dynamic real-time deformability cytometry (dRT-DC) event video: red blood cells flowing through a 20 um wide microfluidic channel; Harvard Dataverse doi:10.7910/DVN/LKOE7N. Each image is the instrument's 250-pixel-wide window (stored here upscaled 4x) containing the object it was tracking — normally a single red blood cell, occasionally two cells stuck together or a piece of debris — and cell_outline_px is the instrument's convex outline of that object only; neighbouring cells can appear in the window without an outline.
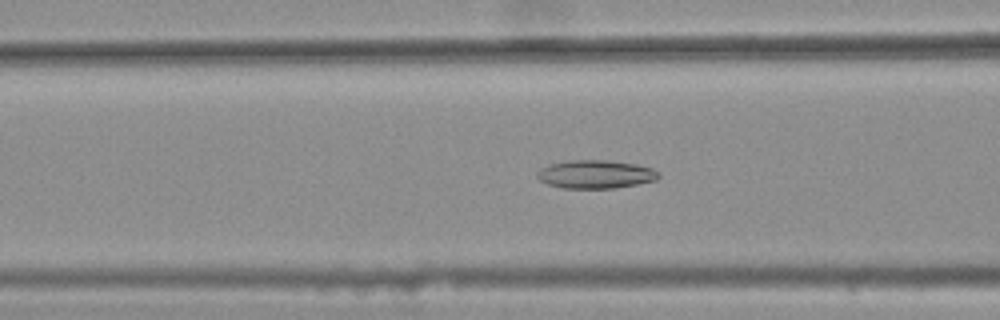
{"species": "common noctule bat (a hibernating species)", "species_latin": "Nyctalus noctula", "temperature_condition": "warm", "stored_images_in_passage": 42, "camera_frame_rate_fps": 3000, "um_per_image_px": 0.085, "animal": {"sex": "female", "body_mass_g": 25.1}, "frame": {"image": 1, "passage_image": 21, "time_ms": 6.667, "image_size_px": [1000, 320], "cell_outline_px": [[660, 176], [656, 180], [616, 188], [560, 188], [548, 184], [540, 180], [536, 176], [536, 172], [540, 168], [548, 164], [568, 160], [608, 160], [636, 164], [652, 168], [660, 172]], "centroid_in_image_um": [50.6, 14.81], "position_along_channel_um": 116.0, "area_um2": 20.23}}
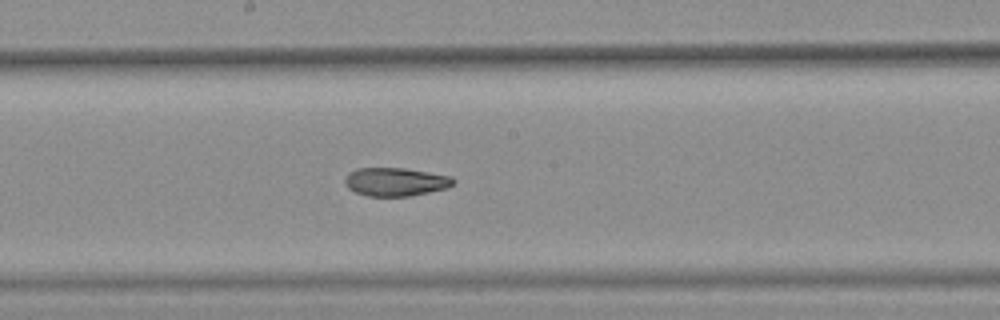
{"frame": {"image": 2, "passage_image": 29, "time_ms": 9.333, "image_size_px": [1000, 320], "cell_outline_px": [[456, 180], [448, 188], [408, 196], [368, 196], [356, 192], [348, 188], [344, 184], [344, 180], [348, 172], [356, 168], [404, 168], [452, 176]], "centroid_in_image_um": [33.6, 15.45], "position_along_channel_um": 214.6, "area_um2": 17.98}}
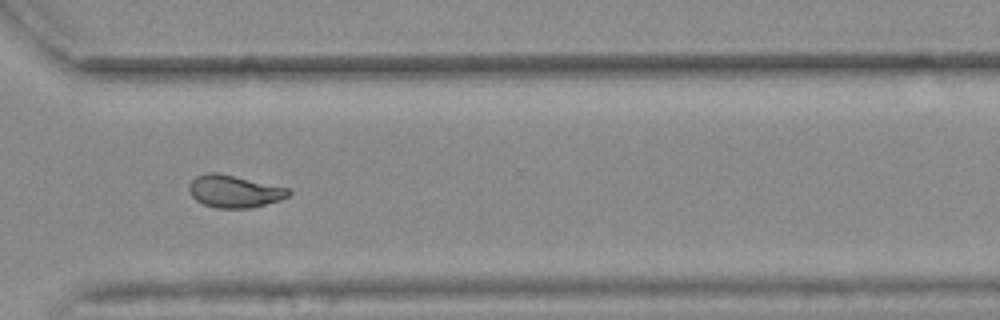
{"frame": {"image": 3, "passage_image": 40, "time_ms": 13.0, "image_size_px": [1000, 320], "cell_outline_px": [[292, 192], [288, 196], [280, 200], [252, 208], [216, 208], [204, 204], [196, 200], [192, 196], [188, 188], [188, 184], [196, 176], [208, 172], [216, 172], [288, 188]], "centroid_in_image_um": [19.89, 16.27], "position_along_channel_um": 350.7, "area_um2": 18.67}, "authors_computed_cell_mechanics": {"area_um2": 20.0277, "velocity_mm_per_s": 3.7001, "shape_relaxation_time_tau1_ms": null, "shape_relaxation_time_tau2_ms": 2.8901, "deformation_change_tau1": null, "deformation_change_tau2": 0.0849}}